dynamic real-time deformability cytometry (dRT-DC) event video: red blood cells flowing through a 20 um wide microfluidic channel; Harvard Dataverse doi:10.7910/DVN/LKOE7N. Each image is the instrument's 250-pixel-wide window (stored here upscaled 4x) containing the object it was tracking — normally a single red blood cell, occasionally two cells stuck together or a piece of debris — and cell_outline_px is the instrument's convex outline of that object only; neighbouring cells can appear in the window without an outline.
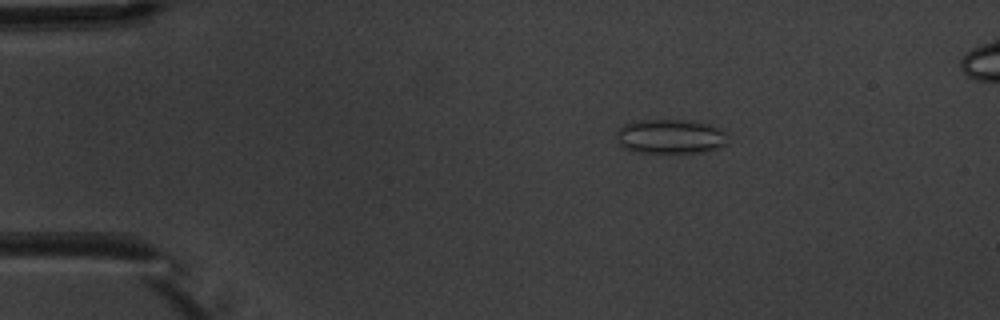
{"species": "common noctule bat (a hibernating species)", "species_latin": "Nyctalus noctula", "temperature_condition": "warm", "stored_images_in_passage": 4, "camera_frame_rate_fps": 3000, "um_per_image_px": 0.085, "animal": {"sex": "male", "body_mass_g": 20.1, "forearm_length_mm": 53.5}, "frame": {"image": 1, "passage_image": 2, "time_ms": 1.333, "image_size_px": [1000, 320], "cell_outline_px": [[724, 144], [708, 152], [636, 152], [624, 148], [616, 140], [616, 132], [624, 124], [636, 120], [692, 120], [708, 124], [720, 128], [724, 132]], "centroid_in_image_um": [56.92, 11.59], "position_along_channel_um": 28.1, "area_um2": 22.2}}